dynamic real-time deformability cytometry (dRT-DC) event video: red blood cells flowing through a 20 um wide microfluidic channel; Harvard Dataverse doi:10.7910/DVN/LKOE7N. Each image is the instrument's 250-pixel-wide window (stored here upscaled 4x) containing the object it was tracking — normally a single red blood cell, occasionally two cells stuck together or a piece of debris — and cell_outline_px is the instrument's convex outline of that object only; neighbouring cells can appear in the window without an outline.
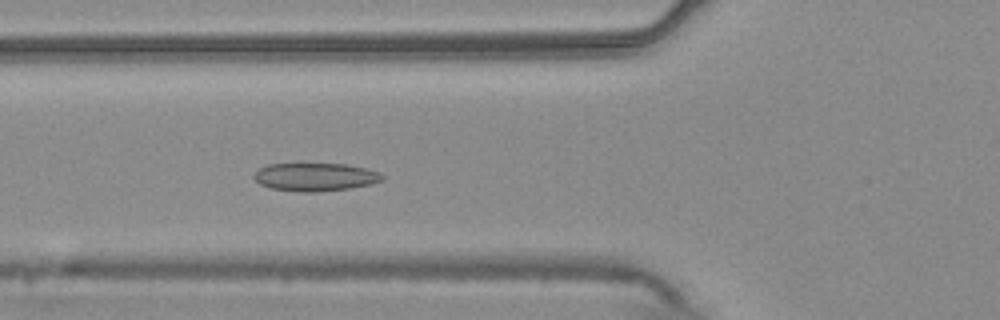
{"species": "common noctule bat (a hibernating species)", "species_latin": "Nyctalus noctula", "temperature_condition": "warm", "stored_images_in_passage": 54, "camera_frame_rate_fps": 3000, "um_per_image_px": 0.085, "animal": {"sex": "male", "body_mass_g": 20.4}, "frame": {"image": 1, "passage_image": 20, "time_ms": 6.333, "image_size_px": [1000, 320], "cell_outline_px": [[384, 180], [372, 184], [352, 188], [316, 192], [304, 192], [268, 188], [260, 184], [252, 176], [260, 168], [268, 164], [348, 164], [380, 172], [384, 176]], "centroid_in_image_um": [26.82, 15.05], "position_along_channel_um": 99.0, "area_um2": 21.1}}
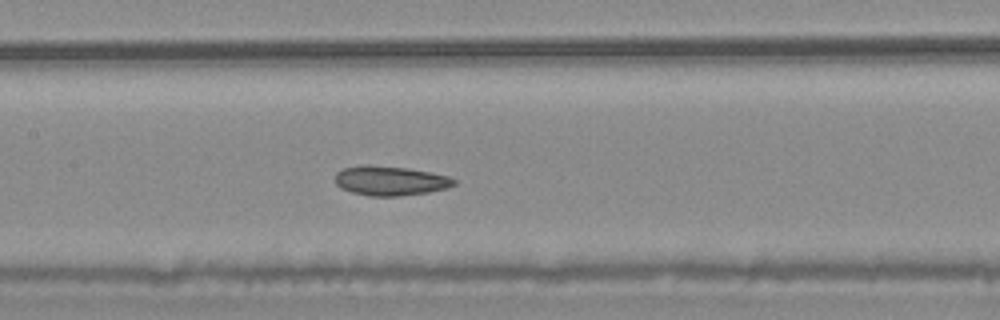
{"frame": {"image": 2, "passage_image": 26, "time_ms": 8.333, "image_size_px": [1000, 320], "cell_outline_px": [[456, 184], [448, 188], [428, 192], [400, 196], [368, 196], [352, 192], [340, 188], [336, 184], [336, 172], [344, 168], [364, 164], [368, 164], [408, 168], [448, 176], [456, 180]], "centroid_in_image_um": [33.16, 15.36], "position_along_channel_um": 174.2, "area_um2": 20.52}}
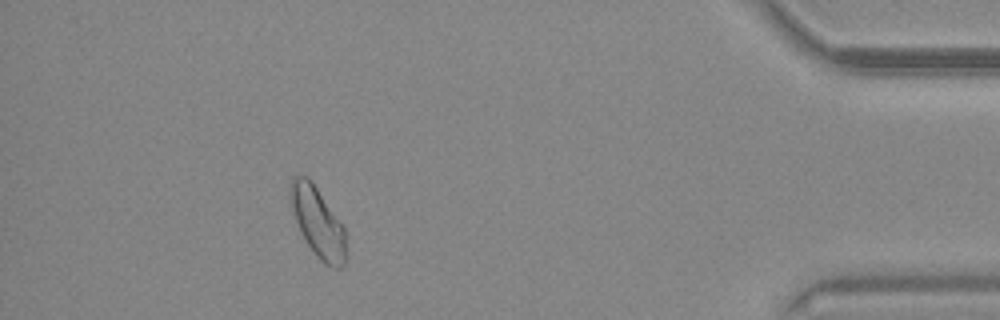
{"frame": {"image": 3, "passage_image": 49, "time_ms": 16.0, "image_size_px": [1000, 320], "cell_outline_px": [[348, 256], [344, 268], [332, 268], [324, 264], [316, 256], [300, 232], [288, 196], [288, 188], [292, 176], [308, 176], [344, 224]], "centroid_in_image_um": [27.05, 18.91], "position_along_channel_um": 408.1, "area_um2": 23.41}, "authors_computed_cell_mechanics": {"area_um2": 21.675, "velocity_mm_per_s": 3.7451, "shape_relaxation_time_tau1_ms": null, "shape_relaxation_time_tau2_ms": 4.5292, "deformation_change_tau1": null, "deformation_change_tau2": 0.1029}}